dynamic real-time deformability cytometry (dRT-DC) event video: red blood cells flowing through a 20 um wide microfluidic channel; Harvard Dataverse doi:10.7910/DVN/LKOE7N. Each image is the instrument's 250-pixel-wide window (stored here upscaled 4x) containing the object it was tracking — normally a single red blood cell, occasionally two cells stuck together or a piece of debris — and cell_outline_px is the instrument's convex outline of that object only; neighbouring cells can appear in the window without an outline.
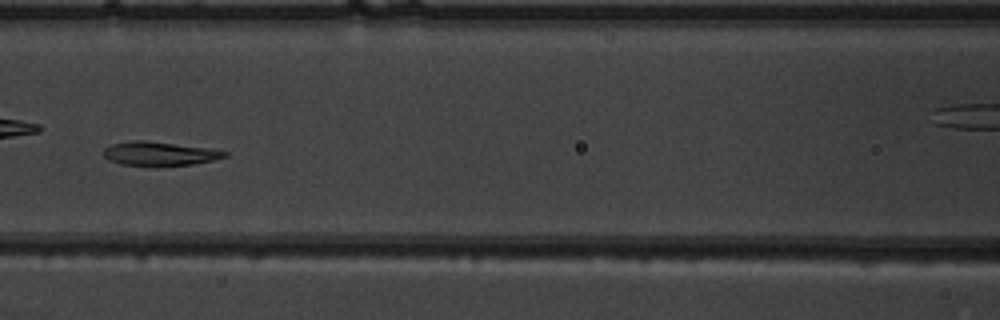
{"species": "common noctule bat (a hibernating species)", "species_latin": "Nyctalus noctula", "temperature_condition": "warm", "stored_images_in_passage": 54, "camera_frame_rate_fps": 3000, "um_per_image_px": 0.085, "animal": {"sex": "male", "body_mass_g": 19.5, "forearm_length_mm": 54.6}, "frame": {"image": 1, "passage_image": 25, "time_ms": 8.0, "image_size_px": [1000, 320], "cell_outline_px": [[228, 156], [212, 160], [192, 164], [120, 164], [108, 160], [104, 156], [104, 148], [112, 144], [132, 140], [140, 140], [208, 148], [228, 152]], "centroid_in_image_um": [13.53, 13.04], "position_along_channel_um": 153.1, "area_um2": 16.13}}
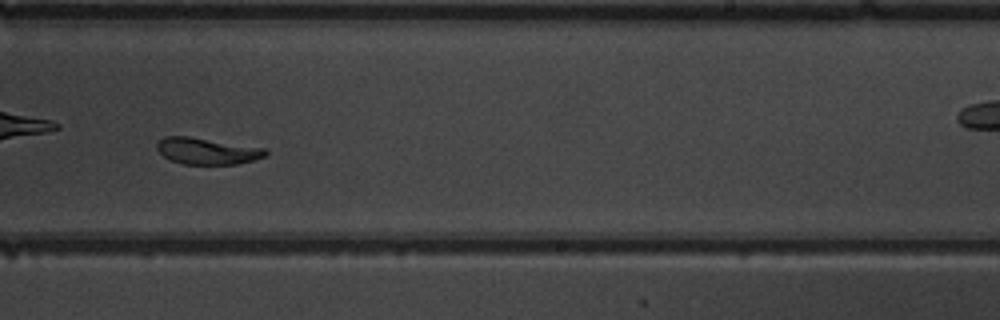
{"frame": {"image": 2, "passage_image": 34, "time_ms": 11.0, "image_size_px": [1000, 320], "cell_outline_px": [[268, 156], [236, 164], [184, 164], [168, 160], [156, 148], [156, 144], [164, 136], [188, 136], [264, 148], [268, 152]], "centroid_in_image_um": [17.58, 12.84], "position_along_channel_um": 271.4, "area_um2": 16.7}}
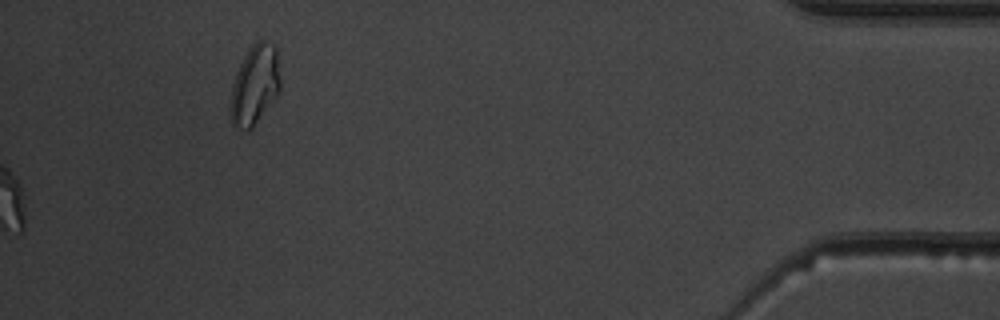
{"frame": {"image": 3, "passage_image": 54, "time_ms": 17.667, "image_size_px": [1000, 320], "cell_outline_px": [[280, 92], [252, 128], [236, 128], [232, 124], [228, 112], [228, 108], [232, 84], [236, 72], [244, 56], [252, 44], [256, 40], [264, 40], [276, 44], [280, 80]], "centroid_in_image_um": [21.64, 7.2], "position_along_channel_um": 413.6, "area_um2": 23.52}, "authors_computed_cell_mechanics": {"area_um2": 19.1607, "velocity_mm_per_s": 3.9549, "shape_relaxation_time_tau1_ms": 3.6715, "shape_relaxation_time_tau2_ms": 1.6046, "deformation_change_tau1": 0.1206, "deformation_change_tau2": 0.0528}}